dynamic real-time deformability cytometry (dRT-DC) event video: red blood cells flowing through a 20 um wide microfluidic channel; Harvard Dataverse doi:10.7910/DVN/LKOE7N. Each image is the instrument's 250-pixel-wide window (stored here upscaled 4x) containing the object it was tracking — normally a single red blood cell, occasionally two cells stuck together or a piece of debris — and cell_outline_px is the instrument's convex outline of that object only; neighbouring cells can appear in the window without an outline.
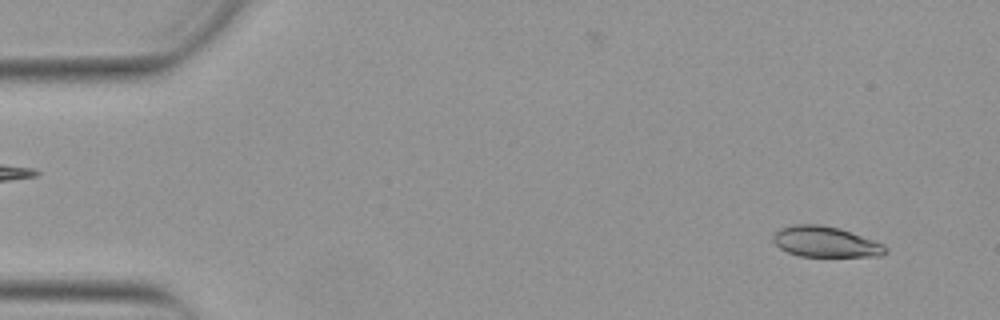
{"species": "Egyptian fruit bat (a non-hibernating species)", "species_latin": "Rousettus aegyptiacus", "temperature_condition": "warm", "stored_images_in_passage": 51, "camera_frame_rate_fps": 3000, "um_per_image_px": 0.085, "animal": {"sex": "female"}, "frame": {"image": 1, "passage_image": 3, "time_ms": 0.667, "image_size_px": [1000, 320], "cell_outline_px": [[888, 252], [880, 256], [800, 256], [788, 252], [780, 248], [772, 240], [772, 236], [780, 228], [792, 224], [820, 224], [840, 228], [884, 244], [888, 248]], "centroid_in_image_um": [70.17, 20.55], "position_along_channel_um": 14.8, "area_um2": 20.11}}
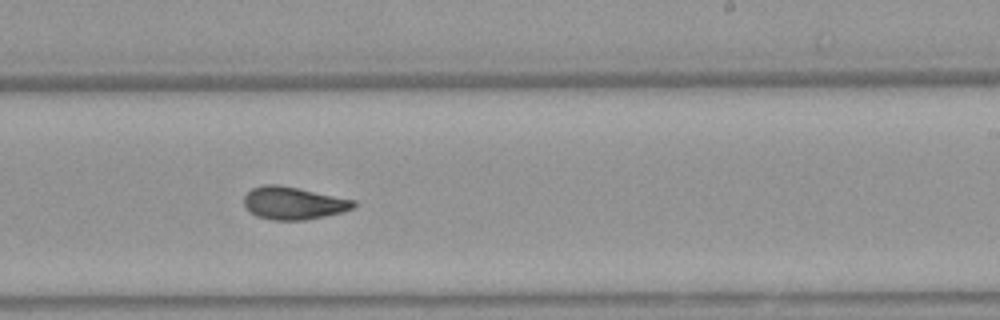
{"frame": {"image": 2, "passage_image": 31, "time_ms": 10.0, "image_size_px": [1000, 320], "cell_outline_px": [[356, 204], [352, 208], [340, 212], [324, 216], [304, 220], [272, 220], [256, 216], [244, 204], [244, 196], [252, 188], [264, 184], [280, 184], [356, 200]], "centroid_in_image_um": [24.93, 17.25], "position_along_channel_um": 264.1, "area_um2": 20.75}}
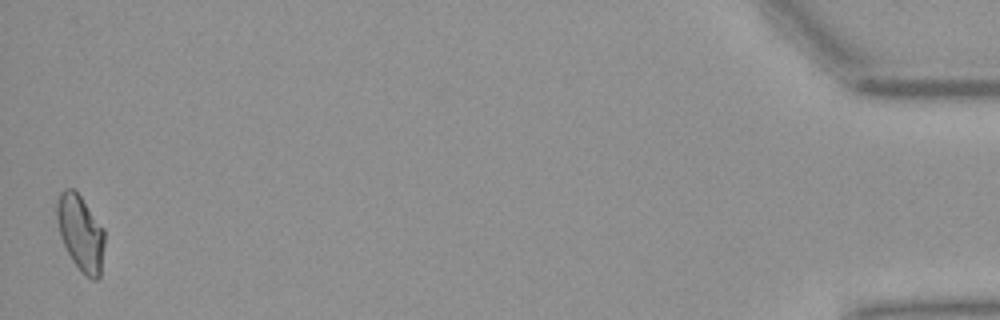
{"frame": {"image": 3, "passage_image": 51, "time_ms": 16.667, "image_size_px": [1000, 320], "cell_outline_px": [[104, 244], [100, 276], [96, 280], [92, 280], [80, 272], [72, 260], [60, 236], [56, 220], [56, 204], [60, 192], [64, 188], [72, 188], [80, 196], [104, 228]], "centroid_in_image_um": [6.84, 19.81], "position_along_channel_um": 428.4, "area_um2": 21.1}, "authors_computed_cell_mechanics": {"area_um2": 20.808, "velocity_mm_per_s": 3.8754, "shape_relaxation_time_tau1_ms": 8.4261, "shape_relaxation_time_tau2_ms": 1.2324, "deformation_change_tau1": 0.204, "deformation_change_tau2": 0.0629}}